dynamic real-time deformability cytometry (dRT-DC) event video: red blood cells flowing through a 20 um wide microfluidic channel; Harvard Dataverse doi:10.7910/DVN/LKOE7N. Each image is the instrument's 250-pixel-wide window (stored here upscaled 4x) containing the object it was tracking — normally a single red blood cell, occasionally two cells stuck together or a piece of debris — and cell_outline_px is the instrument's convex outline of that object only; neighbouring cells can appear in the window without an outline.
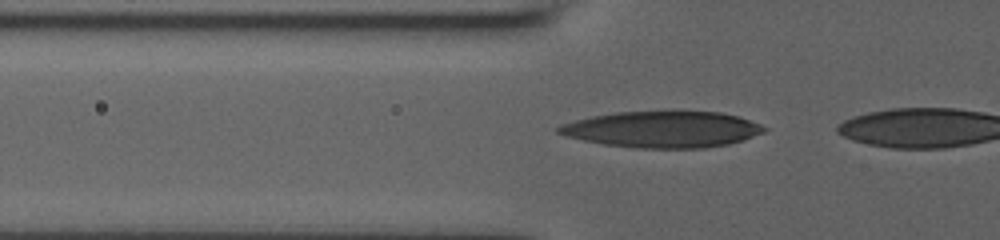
{"species": "human", "species_latin": "Homo sapiens", "temperature_condition": "room temperature", "stored_images_in_passage": 6, "camera_frame_rate_fps": 3000, "um_per_image_px": 0.085, "donor": {"sex": "male"}, "frame": {"image": 1, "passage_image": 4, "time_ms": 0.333, "image_size_px": [1000, 240], "cell_outline_px": [[768, 128], [764, 132], [744, 140], [728, 144], [704, 148], [636, 148], [604, 144], [564, 136], [556, 132], [556, 128], [560, 124], [592, 116], [616, 112], [720, 112], [740, 116], [760, 124]], "centroid_in_image_um": [56.32, 11.0], "position_along_channel_um": 69.5, "area_um2": 43.41}}